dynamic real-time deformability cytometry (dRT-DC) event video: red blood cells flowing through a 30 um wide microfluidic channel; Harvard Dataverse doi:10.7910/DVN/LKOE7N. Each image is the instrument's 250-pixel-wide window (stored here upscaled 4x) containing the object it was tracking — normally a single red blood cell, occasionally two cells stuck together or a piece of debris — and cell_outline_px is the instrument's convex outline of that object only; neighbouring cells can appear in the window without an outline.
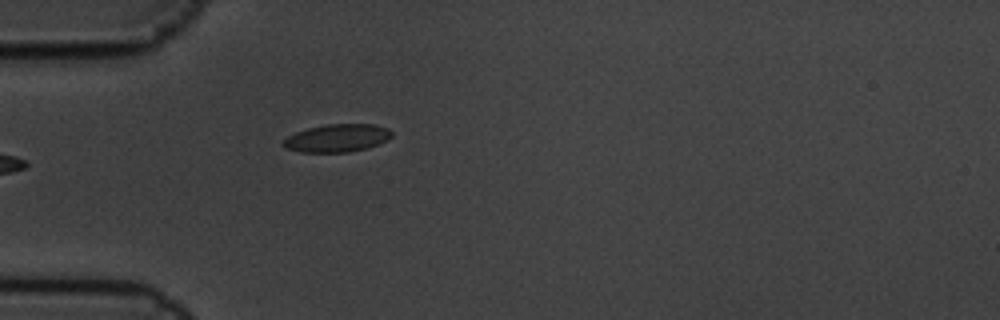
{"species": "common noctule bat (a hibernating species)", "species_latin": "Nyctalus noctula", "temperature_condition": "cold", "stored_images_in_passage": 5, "camera_frame_rate_fps": 3000, "um_per_image_px": 0.085, "animal": {"sex": "male", "body_mass_g": 19.5, "forearm_length_mm": 54.6}, "frame": {"image": 1, "passage_image": 5, "time_ms": 1.333, "image_size_px": [1000, 320], "cell_outline_px": [[392, 136], [388, 140], [364, 148], [348, 152], [300, 152], [284, 148], [280, 144], [288, 136], [296, 132], [308, 128], [328, 124], [372, 124], [388, 128], [392, 132]], "centroid_in_image_um": [28.62, 11.73], "position_along_channel_um": 56.4, "area_um2": 17.51}}